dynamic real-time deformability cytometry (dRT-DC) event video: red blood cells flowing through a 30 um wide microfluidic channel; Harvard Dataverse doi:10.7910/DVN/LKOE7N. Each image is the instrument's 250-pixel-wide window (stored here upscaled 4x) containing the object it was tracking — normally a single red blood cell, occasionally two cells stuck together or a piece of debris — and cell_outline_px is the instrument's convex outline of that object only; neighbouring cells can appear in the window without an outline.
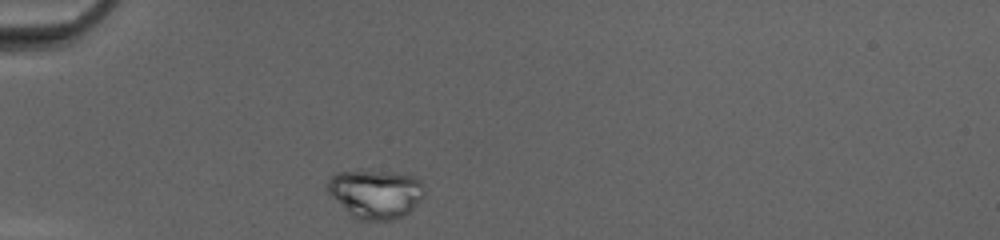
{"species": "common noctule bat (a hibernating species)", "species_latin": "Nyctalus noctula", "temperature_condition": "cold", "stored_images_in_passage": 32, "camera_frame_rate_fps": 3000, "um_per_image_px": 0.085, "animal": {"sex": "female", "body_mass_g": 20.0, "forearm_length_mm": 54.0}, "frame": {"image": 1, "passage_image": 1, "time_ms": 0.0, "image_size_px": [1000, 240], "cell_outline_px": [[424, 196], [404, 216], [392, 220], [360, 220], [352, 216], [328, 196], [328, 180], [332, 176], [340, 172], [364, 168], [412, 176], [420, 180]], "centroid_in_image_um": [31.87, 16.46], "position_along_channel_um": 53.1, "area_um2": 27.8}}
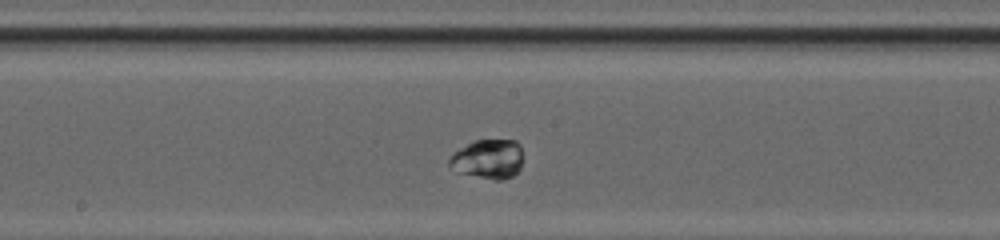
{"frame": {"image": 2, "passage_image": 14, "time_ms": 4.333, "image_size_px": [1000, 240], "cell_outline_px": [[520, 168], [512, 176], [500, 180], [496, 180], [460, 172], [448, 164], [448, 160], [460, 148], [476, 140], [516, 140], [520, 144]], "centroid_in_image_um": [41.5, 13.5], "position_along_channel_um": 206.7, "area_um2": 16.36}}
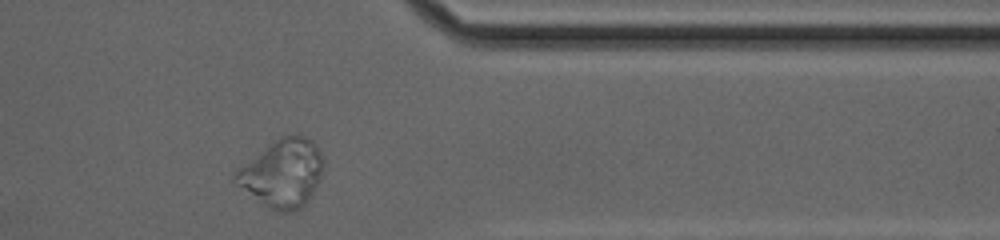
{"frame": {"image": 3, "passage_image": 28, "time_ms": 9.0, "image_size_px": [1000, 240], "cell_outline_px": [[324, 168], [308, 200], [300, 208], [292, 212], [280, 212], [272, 208], [260, 200], [232, 180], [232, 176], [240, 168], [276, 140], [284, 136], [304, 136], [312, 140], [316, 144], [324, 160]], "centroid_in_image_um": [24.07, 14.72], "position_along_channel_um": 387.3, "area_um2": 33.35}}